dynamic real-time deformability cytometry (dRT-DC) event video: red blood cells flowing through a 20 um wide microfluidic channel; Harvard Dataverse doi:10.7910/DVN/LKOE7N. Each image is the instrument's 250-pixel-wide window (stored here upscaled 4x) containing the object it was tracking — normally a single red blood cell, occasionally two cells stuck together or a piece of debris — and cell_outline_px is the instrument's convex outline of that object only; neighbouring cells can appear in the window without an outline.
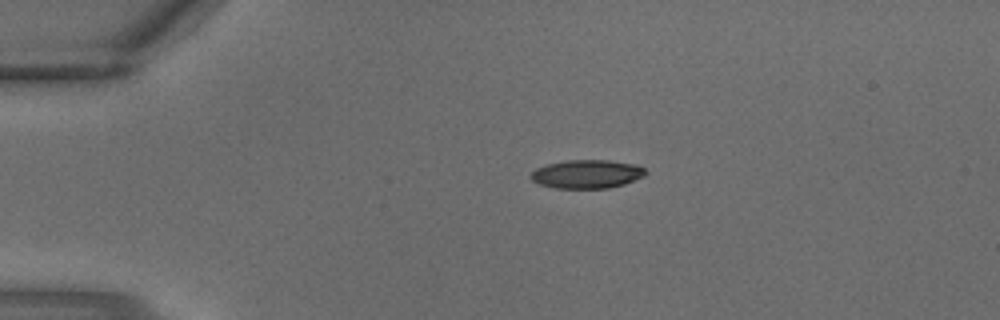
{"species": "common noctule bat (a hibernating species)", "species_latin": "Nyctalus noctula", "temperature_condition": "warm", "stored_images_in_passage": 2, "camera_frame_rate_fps": 3000, "um_per_image_px": 0.085, "animal": {"sex": "male", "body_mass_g": 18.8}, "frame": {"image": 1, "passage_image": 1, "time_ms": 0.0, "image_size_px": [1000, 320], "cell_outline_px": [[648, 172], [644, 176], [624, 184], [608, 188], [556, 188], [540, 184], [532, 180], [528, 176], [536, 168], [548, 164], [568, 160], [608, 160], [636, 164], [644, 168]], "centroid_in_image_um": [49.9, 14.79], "position_along_channel_um": 35.1, "area_um2": 19.07}}
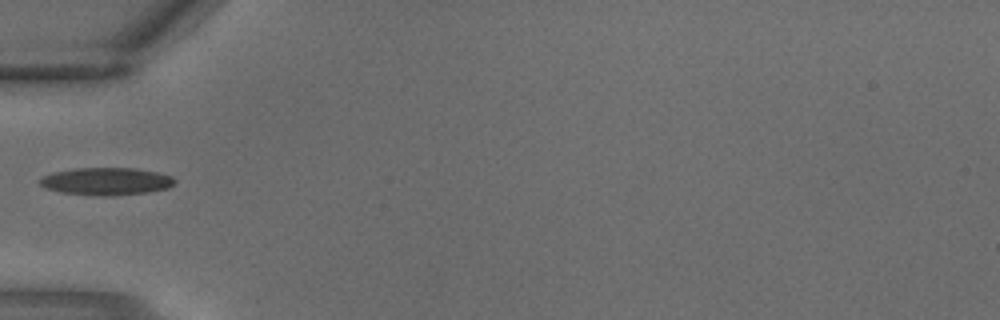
{"frame": {"image": 2, "passage_image": 2, "time_ms": 0.333, "image_size_px": [1000, 320], "cell_outline_px": [[176, 184], [168, 188], [148, 192], [112, 196], [104, 196], [60, 192], [44, 188], [40, 184], [40, 180], [44, 176], [52, 172], [76, 168], [136, 168], [156, 172], [172, 176], [176, 180]], "centroid_in_image_um": [9.06, 15.41], "position_along_channel_um": 75.9, "area_um2": 21.68}}